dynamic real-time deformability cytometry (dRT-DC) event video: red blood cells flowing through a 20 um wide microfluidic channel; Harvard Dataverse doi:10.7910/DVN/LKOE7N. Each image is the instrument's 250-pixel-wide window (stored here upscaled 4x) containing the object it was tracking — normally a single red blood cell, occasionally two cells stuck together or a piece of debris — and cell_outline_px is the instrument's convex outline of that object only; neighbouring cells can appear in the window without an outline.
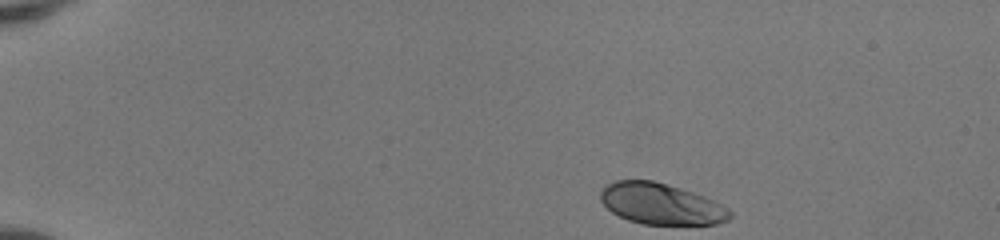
{"species": "human", "species_latin": "Homo sapiens", "temperature_condition": "room temperature", "stored_images_in_passage": 43, "camera_frame_rate_fps": 3000, "um_per_image_px": 0.085, "donor": {"sex": "female"}, "frame": {"image": 1, "passage_image": 1, "time_ms": 0.0, "image_size_px": [1000, 240], "cell_outline_px": [[732, 216], [728, 220], [716, 224], [644, 224], [628, 220], [612, 212], [600, 200], [600, 192], [608, 184], [616, 180], [652, 180], [680, 188], [704, 196], [728, 208], [732, 212]], "centroid_in_image_um": [56.19, 17.33], "position_along_channel_um": 28.8, "area_um2": 30.75}}
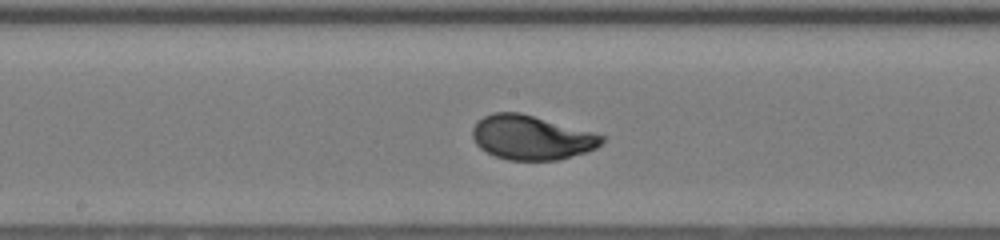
{"frame": {"image": 2, "passage_image": 21, "time_ms": 6.667, "image_size_px": [1000, 240], "cell_outline_px": [[604, 140], [596, 148], [584, 152], [556, 160], [508, 160], [496, 156], [480, 148], [476, 144], [472, 136], [472, 128], [484, 116], [492, 112], [520, 112], [592, 132], [604, 136]], "centroid_in_image_um": [45.14, 11.68], "position_along_channel_um": 203.1, "area_um2": 33.0}}
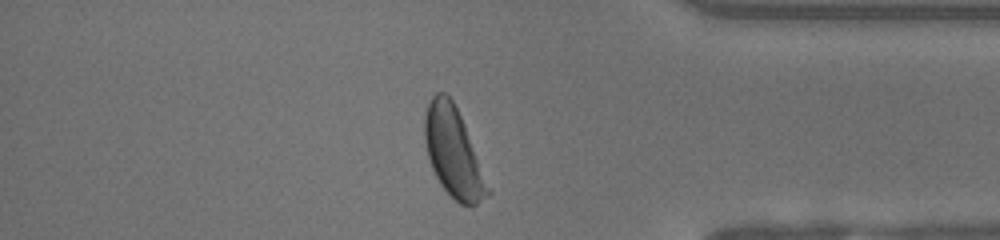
{"frame": {"image": 3, "passage_image": 36, "time_ms": 11.667, "image_size_px": [1000, 240], "cell_outline_px": [[492, 192], [476, 204], [460, 204], [440, 184], [432, 168], [428, 156], [424, 140], [424, 116], [428, 104], [432, 96], [436, 92], [444, 92], [452, 100], [464, 124]], "centroid_in_image_um": [38.52, 12.94], "position_along_channel_um": 396.7, "area_um2": 32.31}, "authors_computed_cell_mechanics": {"area_um2": 33.0038, "velocity_mm_per_s": 4.1534, "shape_relaxation_time_tau1_ms": 2.0783, "shape_relaxation_time_tau2_ms": null, "deformation_change_tau1": 0.1561, "deformation_change_tau2": null}}